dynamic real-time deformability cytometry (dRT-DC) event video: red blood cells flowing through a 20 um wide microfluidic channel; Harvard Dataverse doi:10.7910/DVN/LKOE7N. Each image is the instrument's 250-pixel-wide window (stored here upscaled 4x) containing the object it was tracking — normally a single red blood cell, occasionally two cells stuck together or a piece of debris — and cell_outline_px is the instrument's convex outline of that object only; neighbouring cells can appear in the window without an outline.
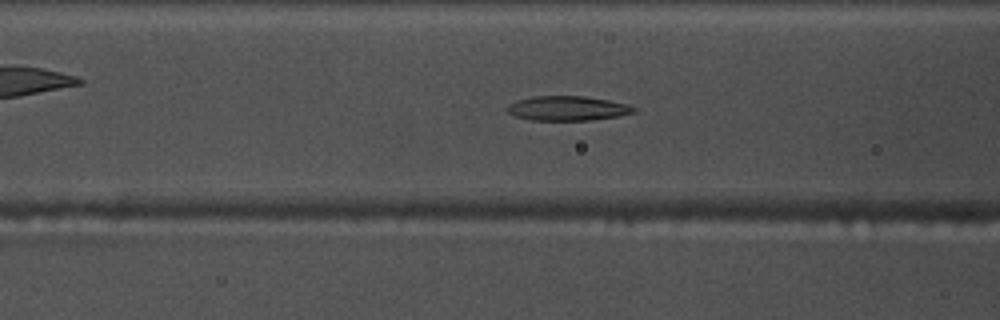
{"species": "common noctule bat (a hibernating species)", "species_latin": "Nyctalus noctula", "temperature_condition": "warm", "stored_images_in_passage": 54, "camera_frame_rate_fps": 3000, "um_per_image_px": 0.085, "animal": {"sex": "male", "body_mass_g": 17.5, "forearm_length_mm": 52.3}, "frame": {"image": 1, "passage_image": 21, "time_ms": 6.667, "image_size_px": [1000, 320], "cell_outline_px": [[636, 112], [620, 116], [588, 120], [532, 120], [516, 116], [508, 112], [508, 104], [516, 100], [532, 96], [584, 96], [608, 100], [628, 104], [636, 108]], "centroid_in_image_um": [48.26, 9.2], "position_along_channel_um": 118.3, "area_um2": 18.09}}
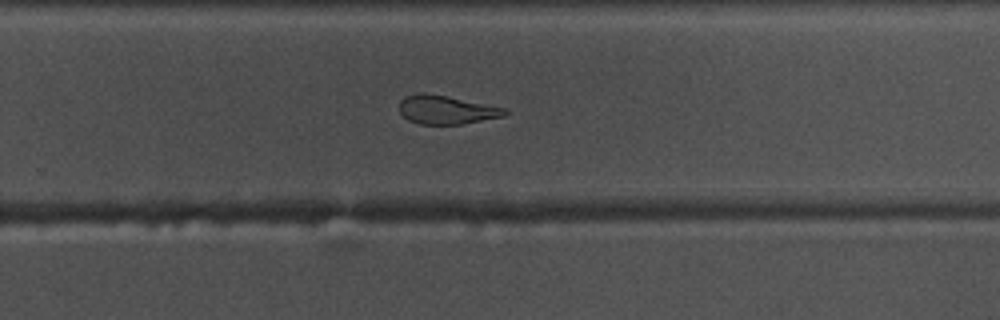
{"frame": {"image": 2, "passage_image": 35, "time_ms": 11.333, "image_size_px": [1000, 320], "cell_outline_px": [[508, 112], [504, 116], [464, 124], [420, 124], [408, 120], [400, 112], [400, 100], [404, 96], [424, 92], [448, 96], [508, 108]], "centroid_in_image_um": [37.97, 9.32], "position_along_channel_um": 291.8, "area_um2": 17.74}}
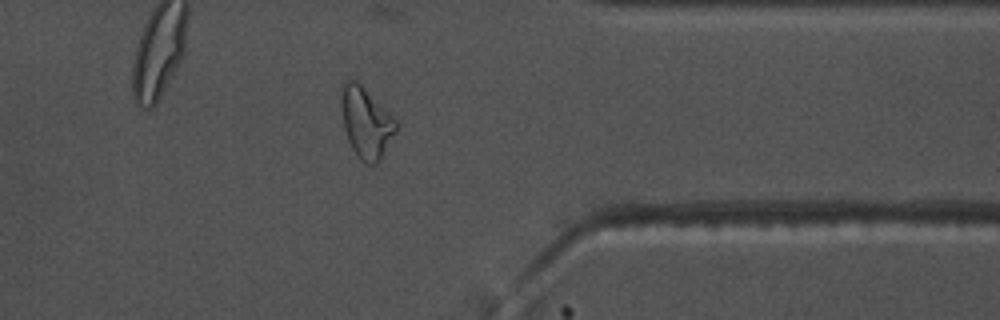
{"frame": {"image": 3, "passage_image": 43, "time_ms": 14.0, "image_size_px": [1000, 320], "cell_outline_px": [[400, 124], [396, 132], [380, 160], [376, 164], [364, 164], [360, 160], [352, 148], [348, 140], [344, 128], [340, 104], [340, 100], [344, 84], [348, 80], [356, 80]], "centroid_in_image_um": [31.12, 10.46], "position_along_channel_um": 380.3, "area_um2": 22.37}, "authors_computed_cell_mechanics": {"area_um2": 19.941, "velocity_mm_per_s": 3.7335, "shape_relaxation_time_tau1_ms": null, "shape_relaxation_time_tau2_ms": 3.3785, "deformation_change_tau1": null, "deformation_change_tau2": 0.1105}}